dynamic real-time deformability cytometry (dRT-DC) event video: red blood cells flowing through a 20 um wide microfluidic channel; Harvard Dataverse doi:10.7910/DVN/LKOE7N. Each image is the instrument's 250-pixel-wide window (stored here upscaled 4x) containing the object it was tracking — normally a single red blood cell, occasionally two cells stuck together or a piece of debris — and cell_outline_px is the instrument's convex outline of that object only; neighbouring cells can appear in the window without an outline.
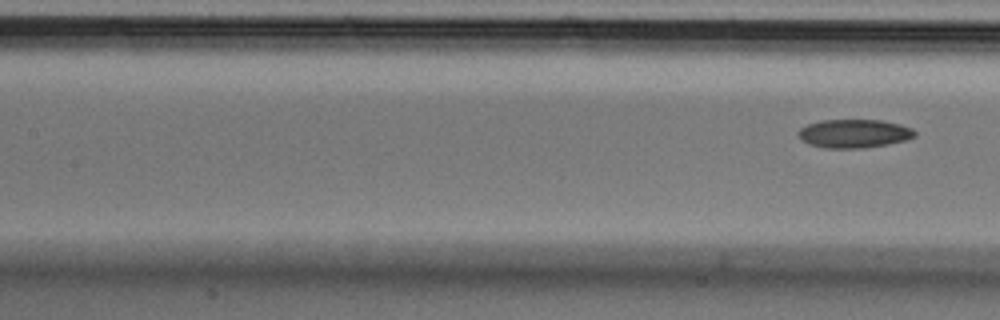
{"species": "Egyptian fruit bat (a non-hibernating species)", "species_latin": "Rousettus aegyptiacus", "temperature_condition": "cold", "stored_images_in_passage": 4, "segment_of_instrument_passage": [2, 2], "camera_frame_rate_fps": 3000, "um_per_image_px": 0.085, "animal": {"sex": "male"}, "frame": {"image": 1, "passage_image": 4, "time_ms": 1.0, "image_size_px": [1000, 320], "cell_outline_px": [[916, 136], [904, 140], [888, 144], [864, 148], [824, 148], [808, 144], [800, 140], [796, 132], [800, 128], [808, 124], [820, 120], [880, 120], [900, 124], [912, 128], [916, 132]], "centroid_in_image_um": [72.56, 11.35], "position_along_channel_um": 134.8, "area_um2": 19.54}}